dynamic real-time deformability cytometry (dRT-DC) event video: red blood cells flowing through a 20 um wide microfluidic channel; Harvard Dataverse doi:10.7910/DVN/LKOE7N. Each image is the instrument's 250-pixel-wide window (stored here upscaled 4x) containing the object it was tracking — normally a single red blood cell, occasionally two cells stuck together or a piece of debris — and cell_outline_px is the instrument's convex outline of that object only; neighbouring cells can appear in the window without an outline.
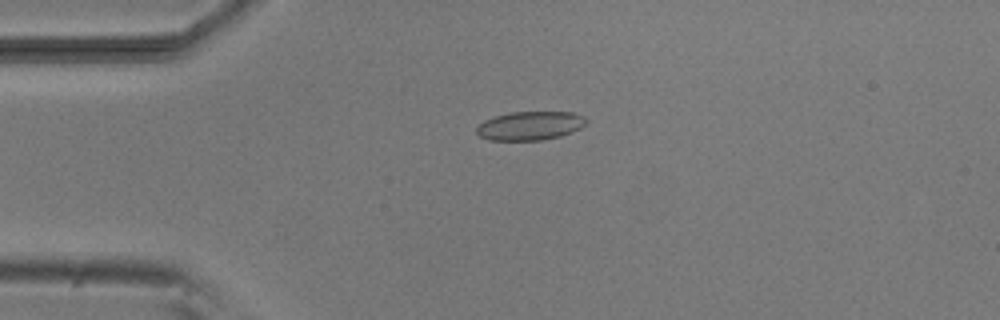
{"species": "common noctule bat (a hibernating species)", "species_latin": "Nyctalus noctula", "temperature_condition": "room temperature", "stored_images_in_passage": 4, "camera_frame_rate_fps": 3000, "um_per_image_px": 0.085, "animal": {"sex": "male", "body_mass_g": 20.5, "forearm_length_mm": 52.5}, "frame": {"image": 1, "passage_image": 4, "time_ms": 3.333, "image_size_px": [1000, 320], "cell_outline_px": [[588, 124], [572, 132], [560, 136], [540, 140], [488, 140], [480, 136], [476, 132], [476, 128], [484, 120], [496, 116], [512, 112], [572, 112], [584, 116], [588, 120]], "centroid_in_image_um": [45.09, 10.69], "position_along_channel_um": 39.9, "area_um2": 18.38}}